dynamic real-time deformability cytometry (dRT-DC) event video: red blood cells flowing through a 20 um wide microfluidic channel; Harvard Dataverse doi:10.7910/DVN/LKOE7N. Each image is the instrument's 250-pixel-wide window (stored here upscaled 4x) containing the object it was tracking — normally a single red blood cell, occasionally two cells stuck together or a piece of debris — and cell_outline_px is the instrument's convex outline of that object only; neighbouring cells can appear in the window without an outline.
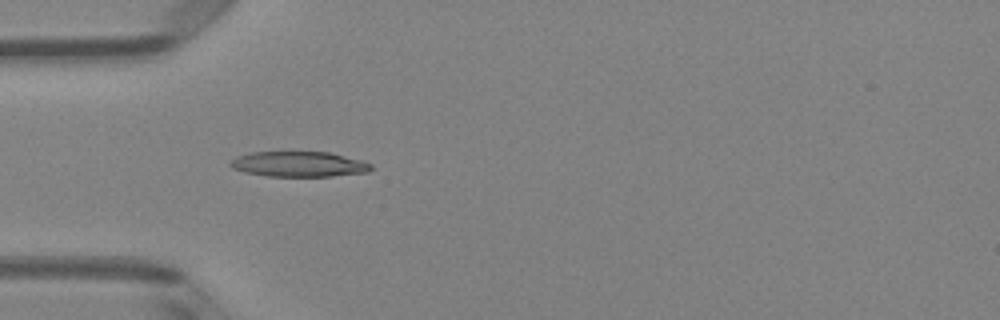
{"species": "Egyptian fruit bat (a non-hibernating species)", "species_latin": "Rousettus aegyptiacus", "temperature_condition": "room temperature", "stored_images_in_passage": 48, "camera_frame_rate_fps": 3000, "um_per_image_px": 0.085, "animal": {"sex": "female"}, "frame": {"image": 1, "passage_image": 14, "time_ms": 4.333, "image_size_px": [1000, 320], "cell_outline_px": [[372, 168], [368, 172], [332, 176], [268, 176], [244, 172], [232, 168], [228, 164], [236, 156], [248, 152], [328, 152], [360, 160], [372, 164]], "centroid_in_image_um": [25.37, 13.95], "position_along_channel_um": 59.6, "area_um2": 20.69}}
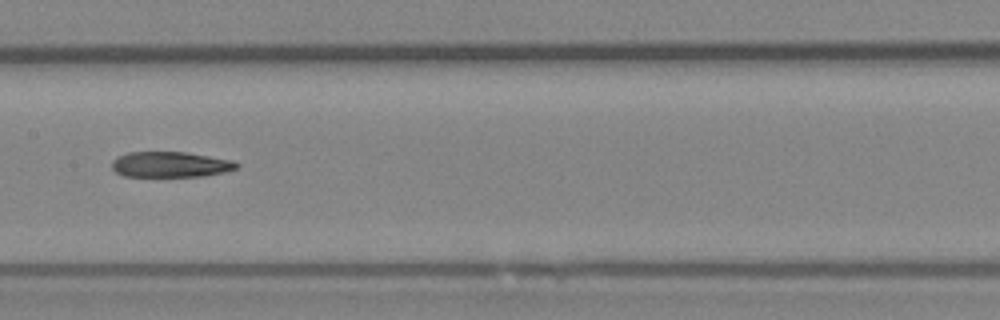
{"frame": {"image": 2, "passage_image": 24, "time_ms": 7.667, "image_size_px": [1000, 320], "cell_outline_px": [[240, 164], [236, 168], [224, 172], [204, 176], [124, 176], [116, 172], [112, 168], [112, 160], [116, 156], [128, 152], [188, 152], [232, 160]], "centroid_in_image_um": [14.47, 13.97], "position_along_channel_um": 192.9, "area_um2": 18.61}}
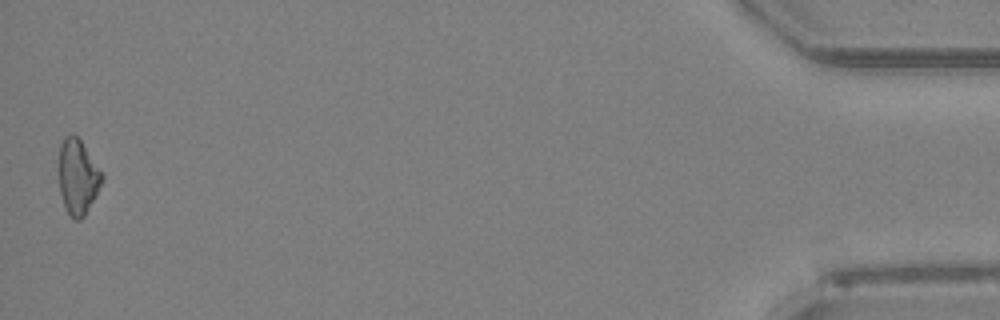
{"frame": {"image": 3, "passage_image": 48, "time_ms": 15.667, "image_size_px": [1000, 320], "cell_outline_px": [[104, 180], [96, 196], [84, 216], [80, 220], [72, 220], [64, 208], [60, 192], [60, 144], [64, 136], [72, 132], [80, 140], [104, 176]], "centroid_in_image_um": [6.62, 15.07], "position_along_channel_um": 428.6, "area_um2": 18.84}}